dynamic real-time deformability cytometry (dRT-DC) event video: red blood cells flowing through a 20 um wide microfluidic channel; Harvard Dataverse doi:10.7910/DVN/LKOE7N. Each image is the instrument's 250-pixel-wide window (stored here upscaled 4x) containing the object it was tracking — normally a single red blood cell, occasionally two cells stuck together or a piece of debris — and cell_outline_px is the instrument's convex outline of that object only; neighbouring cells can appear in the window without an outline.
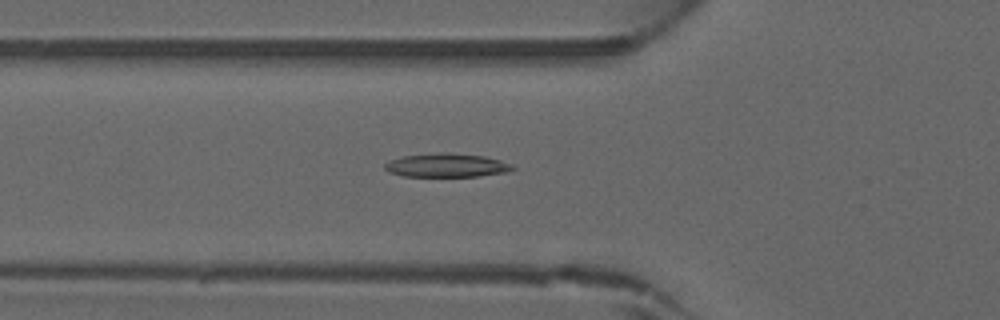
{"species": "common noctule bat (a hibernating species)", "species_latin": "Nyctalus noctula", "temperature_condition": "warm", "stored_images_in_passage": 45, "camera_frame_rate_fps": 3000, "um_per_image_px": 0.085, "animal": {"sex": "male", "forearm_length_mm": 52.5}, "frame": {"image": 1, "passage_image": 16, "time_ms": 5.0, "image_size_px": [1000, 320], "cell_outline_px": [[516, 168], [508, 172], [480, 176], [404, 176], [388, 172], [384, 168], [384, 164], [392, 160], [404, 156], [440, 152], [444, 152], [484, 156], [500, 160], [512, 164]], "centroid_in_image_um": [38.0, 14.05], "position_along_channel_um": 87.8, "area_um2": 17.57}}
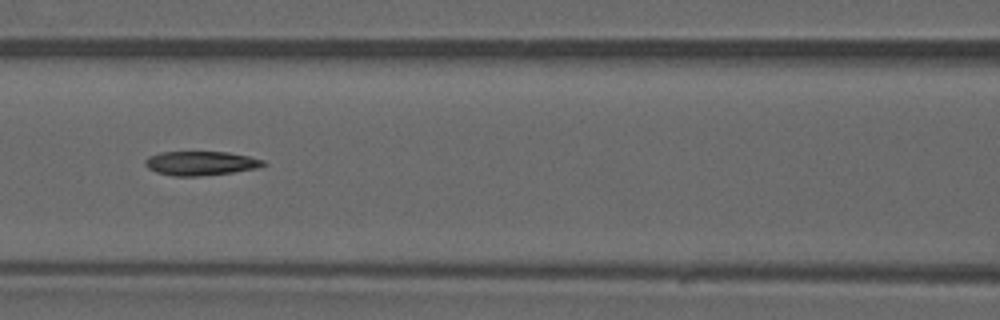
{"frame": {"image": 2, "passage_image": 20, "time_ms": 6.333, "image_size_px": [1000, 320], "cell_outline_px": [[268, 164], [256, 168], [232, 172], [200, 176], [172, 176], [156, 172], [148, 168], [144, 164], [144, 160], [148, 156], [160, 152], [228, 152], [248, 156], [264, 160]], "centroid_in_image_um": [17.03, 13.87], "position_along_channel_um": 149.6, "area_um2": 16.65}}
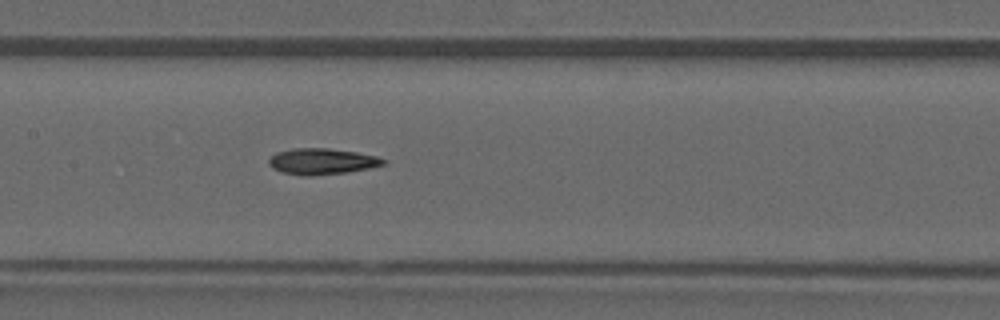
{"frame": {"image": 3, "passage_image": 22, "time_ms": 7.0, "image_size_px": [1000, 320], "cell_outline_px": [[388, 164], [368, 168], [344, 172], [312, 176], [304, 176], [280, 172], [272, 168], [268, 164], [268, 160], [276, 152], [296, 148], [328, 148], [356, 152], [376, 156], [388, 160]], "centroid_in_image_um": [27.36, 13.72], "position_along_channel_um": 180.0, "area_um2": 17.46}}